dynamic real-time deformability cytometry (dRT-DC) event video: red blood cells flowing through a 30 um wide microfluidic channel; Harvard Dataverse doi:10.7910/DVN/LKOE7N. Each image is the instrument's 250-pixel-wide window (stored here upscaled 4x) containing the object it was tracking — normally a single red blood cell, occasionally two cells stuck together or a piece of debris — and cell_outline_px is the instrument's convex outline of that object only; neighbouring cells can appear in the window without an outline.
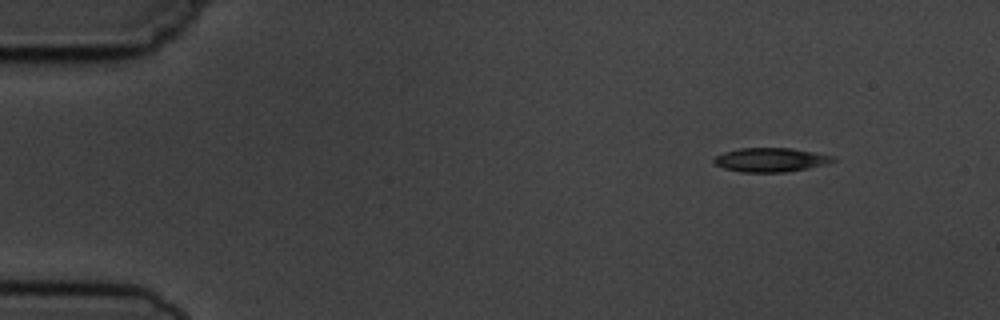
{"species": "common noctule bat (a hibernating species)", "species_latin": "Nyctalus noctula", "temperature_condition": "cold", "stored_images_in_passage": 3, "camera_frame_rate_fps": 3000, "um_per_image_px": 0.085, "animal": {"sex": "male", "body_mass_g": 19.5, "forearm_length_mm": 54.6}, "frame": {"image": 1, "passage_image": 1, "time_ms": 0.0, "image_size_px": [1000, 320], "cell_outline_px": [[836, 160], [828, 164], [788, 172], [740, 172], [724, 168], [716, 164], [712, 160], [716, 156], [724, 152], [740, 148], [792, 148], [836, 156]], "centroid_in_image_um": [65.55, 13.59], "position_along_channel_um": 19.5, "area_um2": 16.76}}